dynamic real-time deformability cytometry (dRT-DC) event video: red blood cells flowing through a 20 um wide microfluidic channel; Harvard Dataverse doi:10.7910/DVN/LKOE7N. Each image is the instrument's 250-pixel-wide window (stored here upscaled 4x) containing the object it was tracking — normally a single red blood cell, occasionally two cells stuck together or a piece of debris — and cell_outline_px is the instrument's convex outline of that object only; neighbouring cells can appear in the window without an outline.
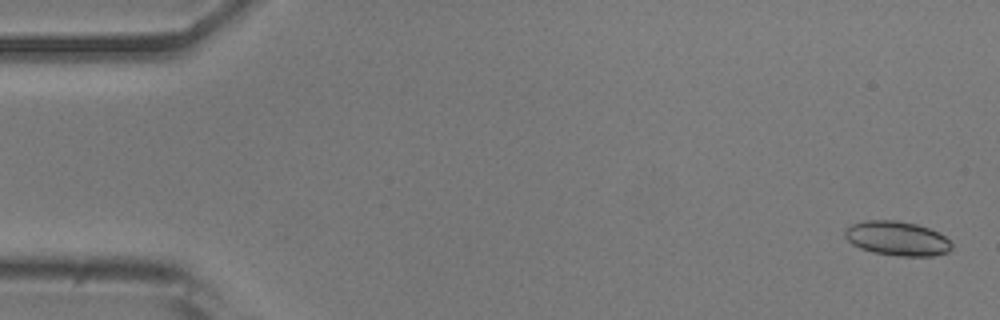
{"species": "common noctule bat (a hibernating species)", "species_latin": "Nyctalus noctula", "temperature_condition": "room temperature", "stored_images_in_passage": 52, "camera_frame_rate_fps": 3000, "um_per_image_px": 0.085, "animal": {"sex": "male", "body_mass_g": 20.5, "forearm_length_mm": 52.5}, "frame": {"image": 1, "passage_image": 2, "time_ms": 0.333, "image_size_px": [1000, 320], "cell_outline_px": [[952, 248], [948, 252], [932, 256], [900, 256], [876, 252], [860, 248], [852, 244], [844, 236], [844, 232], [852, 224], [864, 220], [896, 220], [916, 224], [928, 228], [944, 236], [952, 244]], "centroid_in_image_um": [76.25, 20.26], "position_along_channel_um": 8.7, "area_um2": 21.15}}
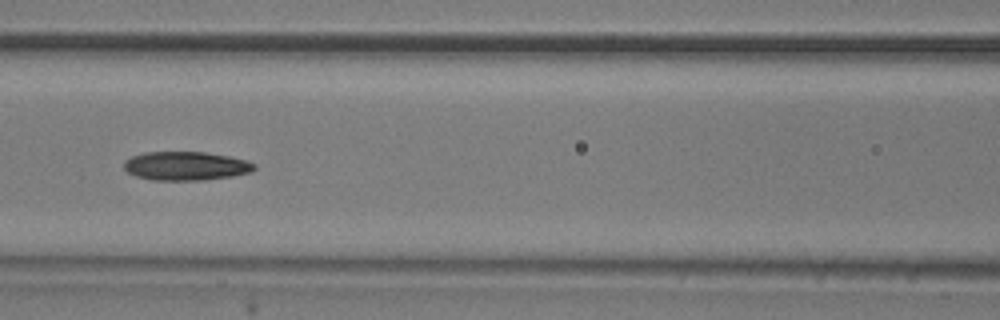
{"frame": {"image": 2, "passage_image": 23, "time_ms": 7.333, "image_size_px": [1000, 320], "cell_outline_px": [[256, 168], [252, 172], [232, 176], [204, 180], [152, 180], [136, 176], [128, 172], [124, 168], [124, 160], [132, 156], [144, 152], [204, 152], [228, 156], [244, 160], [256, 164]], "centroid_in_image_um": [15.79, 14.11], "position_along_channel_um": 150.8, "area_um2": 21.85}}
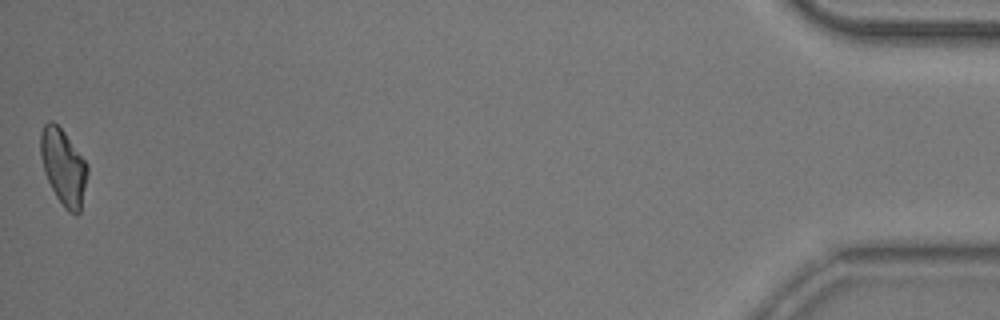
{"frame": {"image": 3, "passage_image": 52, "time_ms": 17.0, "image_size_px": [1000, 320], "cell_outline_px": [[88, 172], [80, 212], [76, 216], [68, 212], [64, 208], [56, 196], [44, 172], [40, 156], [40, 132], [44, 124], [48, 120], [52, 120], [64, 132], [88, 164]], "centroid_in_image_um": [5.38, 14.19], "position_along_channel_um": 429.8, "area_um2": 20.81}, "authors_computed_cell_mechanics": {"area_um2": 21.1548, "velocity_mm_per_s": 3.9007, "shape_relaxation_time_tau1_ms": 7.3819, "shape_relaxation_time_tau2_ms": 7.6439, "deformation_change_tau1": 0.1864, "deformation_change_tau2": 0.1438}}